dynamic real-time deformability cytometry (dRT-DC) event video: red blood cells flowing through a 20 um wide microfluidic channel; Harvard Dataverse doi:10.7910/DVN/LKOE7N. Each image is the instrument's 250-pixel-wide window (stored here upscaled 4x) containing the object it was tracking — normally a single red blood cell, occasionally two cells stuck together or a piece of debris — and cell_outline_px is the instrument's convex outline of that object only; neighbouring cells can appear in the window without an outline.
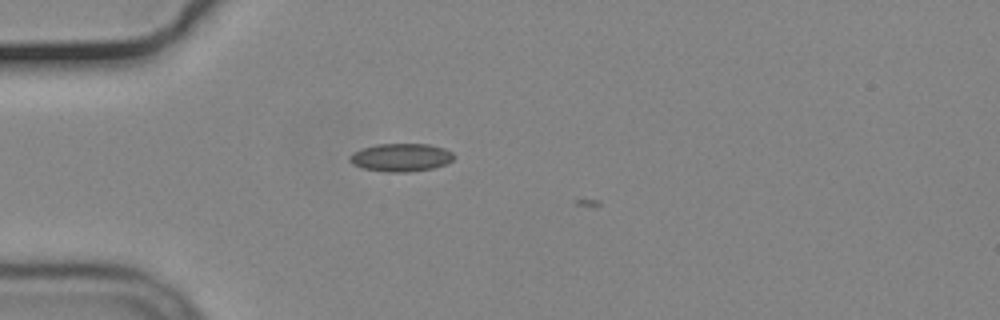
{"species": "common noctule bat (a hibernating species)", "species_latin": "Nyctalus noctula", "temperature_condition": "cold", "stored_images_in_passage": 12, "camera_frame_rate_fps": 3000, "um_per_image_px": 0.085, "animal": {"sex": "male", "body_mass_g": 19.2, "forearm_length_mm": 51.8}, "frame": {"image": 1, "passage_image": 11, "time_ms": 3.333, "image_size_px": [1000, 320], "cell_outline_px": [[456, 156], [452, 160], [444, 164], [432, 168], [408, 172], [384, 172], [364, 168], [352, 164], [348, 160], [348, 156], [352, 152], [360, 148], [376, 144], [428, 144], [444, 148], [452, 152]], "centroid_in_image_um": [34.04, 13.37], "position_along_channel_um": 51.0, "area_um2": 17.17}}